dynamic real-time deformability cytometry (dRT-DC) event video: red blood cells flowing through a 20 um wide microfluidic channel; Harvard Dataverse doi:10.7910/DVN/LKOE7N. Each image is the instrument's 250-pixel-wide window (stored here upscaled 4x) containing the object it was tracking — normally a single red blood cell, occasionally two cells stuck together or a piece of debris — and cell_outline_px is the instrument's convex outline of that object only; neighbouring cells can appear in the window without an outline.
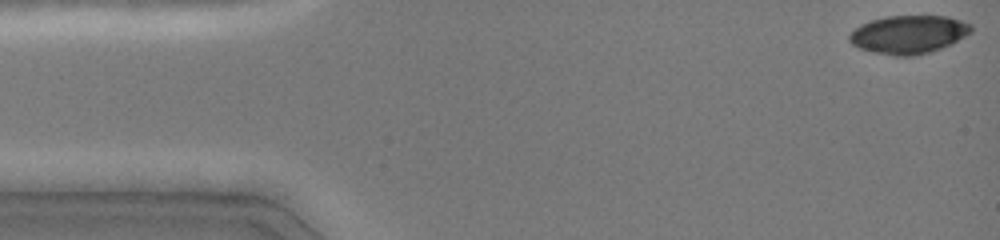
{"species": "common noctule bat (a hibernating species)", "species_latin": "Nyctalus noctula", "temperature_condition": "cold", "stored_images_in_passage": 32, "camera_frame_rate_fps": 3000, "um_per_image_px": 0.085, "animal": {"sex": "female", "body_mass_g": 19.0, "forearm_length_mm": 51.5}, "frame": {"image": 1, "passage_image": 1, "time_ms": 0.0, "image_size_px": [1000, 240], "cell_outline_px": [[972, 32], [952, 44], [928, 52], [912, 56], [892, 56], [872, 52], [860, 48], [852, 44], [848, 40], [848, 36], [860, 24], [872, 20], [888, 16], [948, 16], [972, 24]], "centroid_in_image_um": [77.24, 2.93], "position_along_channel_um": 7.8, "area_um2": 27.17}}
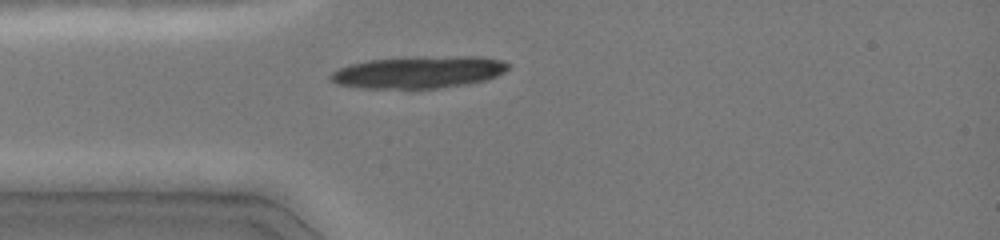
{"frame": {"image": 2, "passage_image": 12, "time_ms": 3.667, "image_size_px": [1000, 240], "cell_outline_px": [[512, 64], [504, 72], [488, 80], [468, 84], [436, 88], [360, 88], [336, 84], [328, 76], [332, 72], [340, 68], [352, 64], [368, 60], [420, 56], [480, 56], [500, 60]], "centroid_in_image_um": [35.63, 6.13], "position_along_channel_um": 49.4, "area_um2": 33.41}}
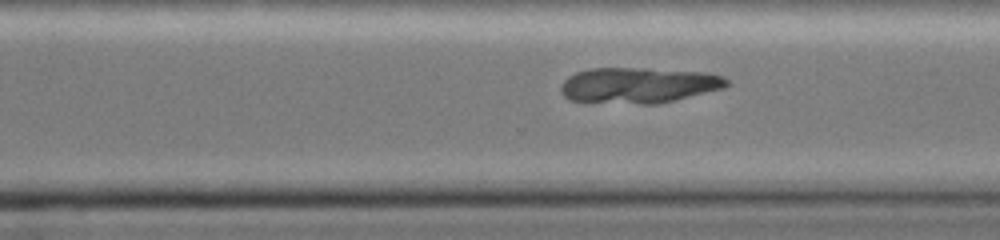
{"frame": {"image": 3, "passage_image": 32, "time_ms": 10.333, "image_size_px": [1000, 240], "cell_outline_px": [[732, 84], [724, 88], [656, 104], [640, 104], [568, 100], [560, 92], [560, 88], [564, 80], [568, 76], [576, 72], [588, 68], [648, 68], [708, 72], [724, 76]], "centroid_in_image_um": [54.29, 7.23], "position_along_channel_um": 316.3, "area_um2": 34.74}}